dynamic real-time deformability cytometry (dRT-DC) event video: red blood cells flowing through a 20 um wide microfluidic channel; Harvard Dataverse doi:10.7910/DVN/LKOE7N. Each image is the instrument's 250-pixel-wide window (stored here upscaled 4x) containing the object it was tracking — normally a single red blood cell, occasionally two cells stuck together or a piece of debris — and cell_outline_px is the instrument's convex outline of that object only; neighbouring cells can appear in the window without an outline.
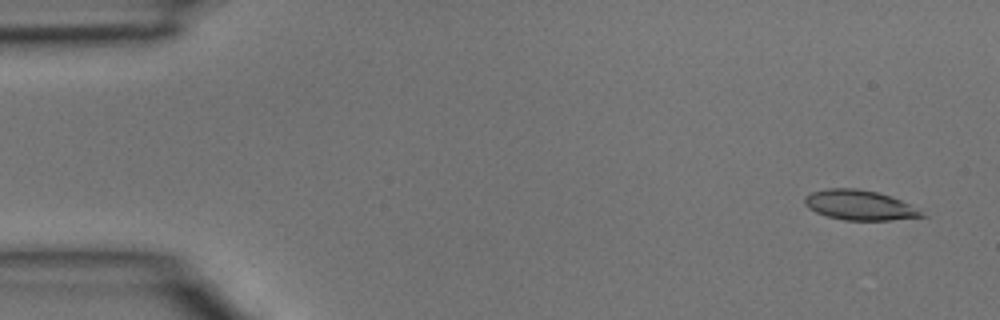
{"species": "common noctule bat (a hibernating species)", "species_latin": "Nyctalus noctula", "temperature_condition": "room temperature", "stored_images_in_passage": 24, "camera_frame_rate_fps": 3000, "um_per_image_px": 0.085, "animal": {"sex": "male", "body_mass_g": 15.6}, "frame": {"image": 1, "passage_image": 2, "time_ms": 0.333, "image_size_px": [1000, 320], "cell_outline_px": [[928, 216], [892, 220], [844, 220], [828, 216], [816, 212], [808, 208], [804, 204], [804, 196], [812, 192], [828, 188], [856, 188], [876, 192], [900, 200], [908, 204]], "centroid_in_image_um": [73.01, 17.44], "position_along_channel_um": 12.0, "area_um2": 20.17}}
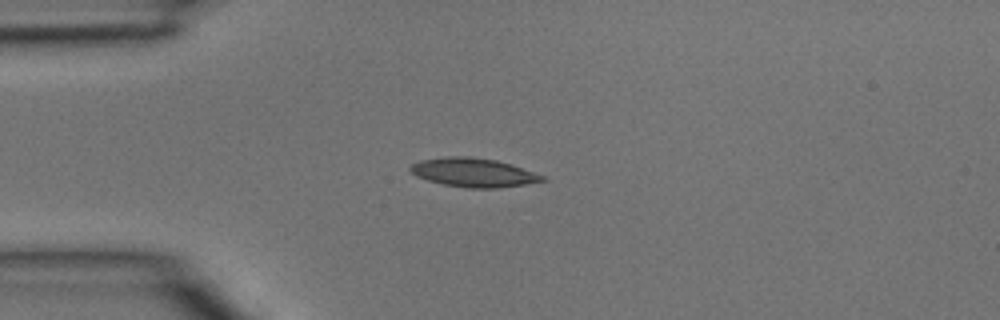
{"frame": {"image": 2, "passage_image": 11, "time_ms": 3.333, "image_size_px": [1000, 320], "cell_outline_px": [[548, 180], [500, 188], [468, 188], [444, 184], [428, 180], [416, 176], [408, 168], [412, 164], [420, 160], [444, 156], [468, 156], [496, 160], [512, 164], [544, 176]], "centroid_in_image_um": [40.24, 14.66], "position_along_channel_um": 44.8, "area_um2": 22.2}}
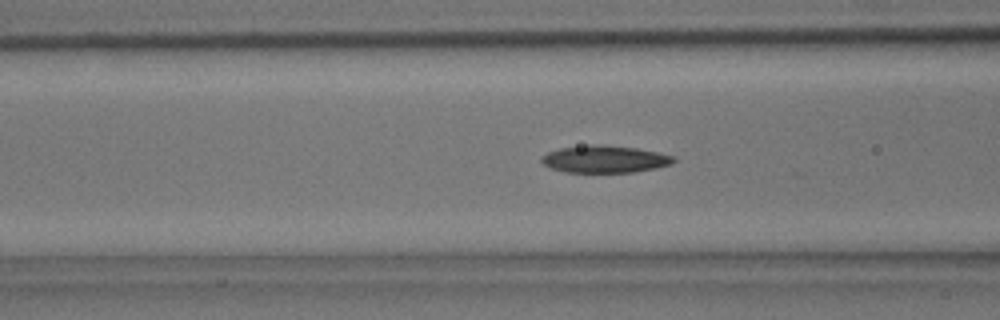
{"frame": {"image": 3, "passage_image": 17, "time_ms": 5.333, "image_size_px": [1000, 320], "cell_outline_px": [[676, 160], [672, 164], [656, 168], [636, 172], [564, 172], [552, 168], [544, 164], [540, 160], [540, 156], [548, 152], [560, 148], [592, 144], [636, 148], [660, 152], [676, 156]], "centroid_in_image_um": [51.44, 13.53], "position_along_channel_um": 115.2, "area_um2": 21.04}}